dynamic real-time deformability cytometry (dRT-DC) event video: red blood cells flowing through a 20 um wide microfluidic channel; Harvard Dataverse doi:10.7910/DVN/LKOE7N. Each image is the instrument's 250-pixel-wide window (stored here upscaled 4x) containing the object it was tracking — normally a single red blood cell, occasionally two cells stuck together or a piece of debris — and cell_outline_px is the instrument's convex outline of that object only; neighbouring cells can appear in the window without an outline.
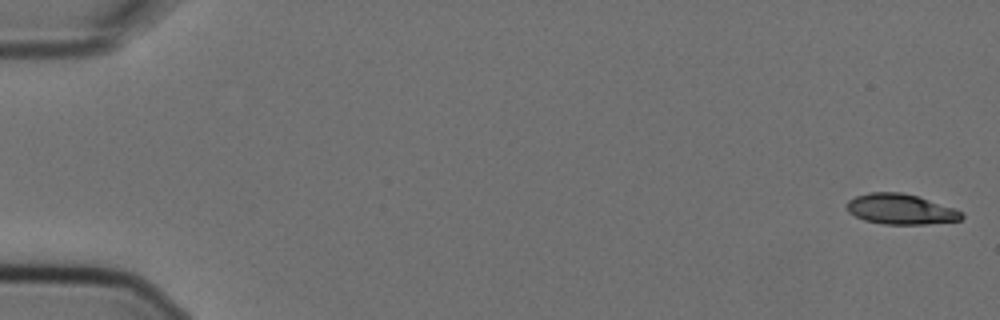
{"species": "Egyptian fruit bat (a non-hibernating species)", "species_latin": "Rousettus aegyptiacus", "temperature_condition": "cold", "stored_images_in_passage": 7, "camera_frame_rate_fps": 3000, "um_per_image_px": 0.085, "animal": {"sex": "female"}, "frame": {"image": 1, "passage_image": 1, "time_ms": 0.0, "image_size_px": [1000, 320], "cell_outline_px": [[964, 216], [960, 220], [924, 224], [884, 224], [864, 220], [848, 212], [844, 204], [848, 200], [856, 196], [868, 192], [900, 192], [916, 196], [964, 212]], "centroid_in_image_um": [76.5, 17.78], "position_along_channel_um": 8.5, "area_um2": 20.17}}
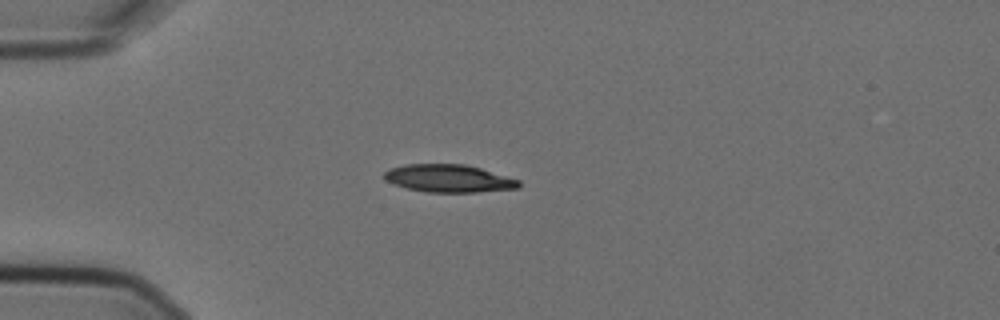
{"frame": {"image": 2, "passage_image": 5, "time_ms": 1.333, "image_size_px": [1000, 320], "cell_outline_px": [[520, 188], [476, 192], [428, 192], [408, 188], [384, 180], [384, 172], [388, 168], [404, 164], [464, 164], [480, 168], [520, 180]], "centroid_in_image_um": [38.13, 15.16], "position_along_channel_um": 46.9, "area_um2": 21.68}}
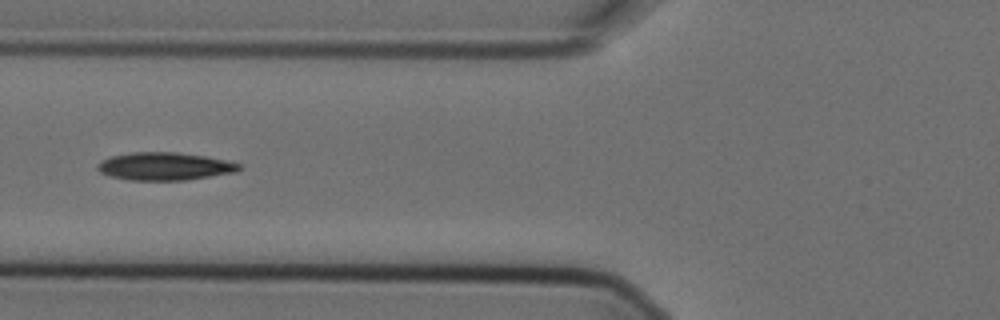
{"frame": {"image": 3, "passage_image": 7, "time_ms": 2.0, "image_size_px": [1000, 320], "cell_outline_px": [[240, 168], [236, 172], [184, 180], [128, 180], [112, 176], [100, 172], [96, 168], [96, 164], [100, 160], [112, 156], [132, 152], [176, 152], [204, 156], [224, 160], [240, 164]], "centroid_in_image_um": [13.94, 14.13], "position_along_channel_um": 111.9, "area_um2": 22.77}}